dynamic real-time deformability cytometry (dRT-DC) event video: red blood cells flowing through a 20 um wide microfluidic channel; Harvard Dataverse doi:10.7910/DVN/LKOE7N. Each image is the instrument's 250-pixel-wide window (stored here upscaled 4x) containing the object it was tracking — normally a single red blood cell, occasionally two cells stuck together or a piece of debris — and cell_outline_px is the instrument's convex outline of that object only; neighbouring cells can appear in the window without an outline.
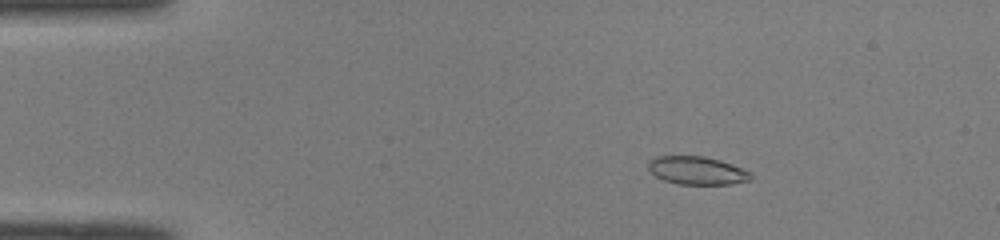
{"species": "common noctule bat (a hibernating species)", "species_latin": "Nyctalus noctula", "temperature_condition": "room temperature", "stored_images_in_passage": 44, "camera_frame_rate_fps": 3000, "um_per_image_px": 0.085, "animal": {"sex": "male", "body_mass_g": 19.0, "forearm_length_mm": 50.8}, "frame": {"image": 1, "passage_image": 2, "time_ms": 0.333, "image_size_px": [1000, 240], "cell_outline_px": [[752, 180], [732, 184], [680, 184], [664, 180], [656, 176], [648, 168], [648, 160], [656, 156], [704, 156], [720, 160], [732, 164], [752, 172]], "centroid_in_image_um": [59.27, 14.49], "position_along_channel_um": 25.7, "area_um2": 16.88}}
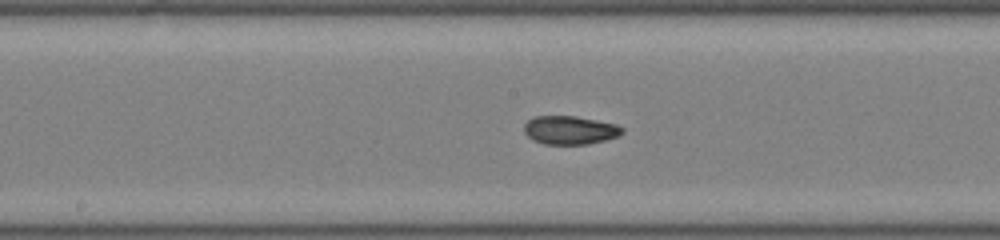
{"frame": {"image": 2, "passage_image": 20, "time_ms": 6.333, "image_size_px": [1000, 240], "cell_outline_px": [[624, 132], [616, 136], [604, 140], [588, 144], [544, 144], [532, 140], [524, 132], [524, 124], [528, 120], [536, 116], [576, 116], [616, 124], [624, 128]], "centroid_in_image_um": [48.42, 11.06], "position_along_channel_um": 199.8, "area_um2": 16.24}}
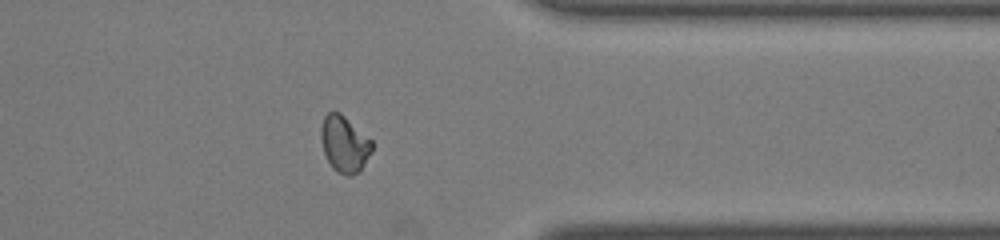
{"frame": {"image": 3, "passage_image": 34, "time_ms": 11.0, "image_size_px": [1000, 240], "cell_outline_px": [[372, 152], [364, 164], [352, 176], [348, 176], [332, 168], [324, 152], [320, 136], [320, 128], [324, 116], [328, 112], [340, 112], [372, 140]], "centroid_in_image_um": [29.26, 12.21], "position_along_channel_um": 382.1, "area_um2": 16.59}, "authors_computed_cell_mechanics": {"area_um2": 16.6175, "velocity_mm_per_s": 4.0903, "shape_relaxation_time_tau1_ms": null, "shape_relaxation_time_tau2_ms": 1.3835, "deformation_change_tau1": null, "deformation_change_tau2": 0.0583}}